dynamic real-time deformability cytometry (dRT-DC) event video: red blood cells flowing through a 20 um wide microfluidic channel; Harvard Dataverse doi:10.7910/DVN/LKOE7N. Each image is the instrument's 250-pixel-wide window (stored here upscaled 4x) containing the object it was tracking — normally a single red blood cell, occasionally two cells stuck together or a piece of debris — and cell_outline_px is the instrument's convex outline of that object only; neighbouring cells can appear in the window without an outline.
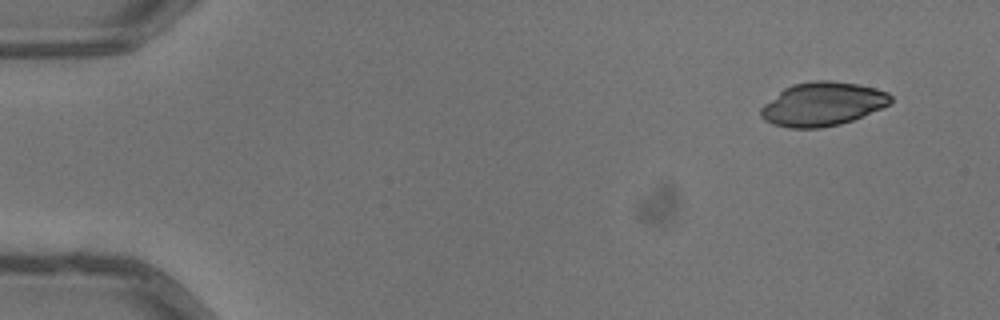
{"species": "common noctule bat (a hibernating species)", "species_latin": "Nyctalus noctula", "temperature_condition": "warm", "stored_images_in_passage": 4, "camera_frame_rate_fps": 3000, "um_per_image_px": 0.085, "animal": {"sex": "male", "body_mass_g": 13.3}, "frame": {"image": 1, "passage_image": 1, "time_ms": 0.0, "image_size_px": [1000, 320], "cell_outline_px": [[892, 100], [888, 104], [880, 108], [852, 120], [840, 124], [820, 128], [788, 128], [772, 124], [764, 120], [760, 116], [760, 108], [764, 104], [784, 88], [792, 84], [812, 80], [828, 80], [860, 84], [876, 88], [888, 92], [892, 96]], "centroid_in_image_um": [69.89, 8.84], "position_along_channel_um": 15.1, "area_um2": 33.12}}